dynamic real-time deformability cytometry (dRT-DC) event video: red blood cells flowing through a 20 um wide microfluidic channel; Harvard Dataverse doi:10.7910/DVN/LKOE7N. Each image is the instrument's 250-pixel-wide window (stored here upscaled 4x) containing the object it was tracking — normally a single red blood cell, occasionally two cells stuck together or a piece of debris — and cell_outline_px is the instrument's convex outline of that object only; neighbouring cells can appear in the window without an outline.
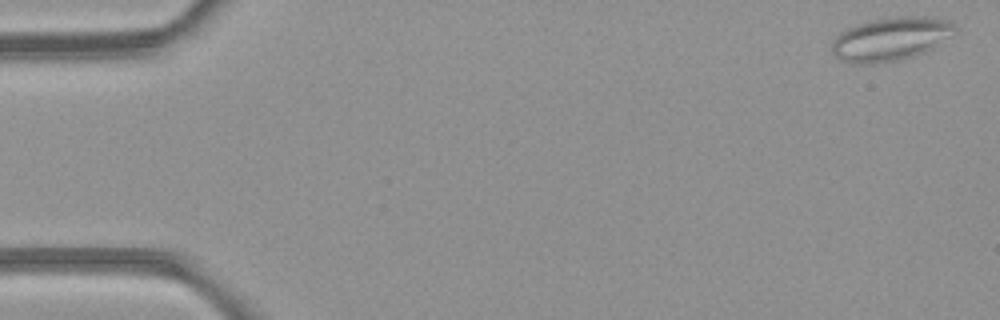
{"species": "common noctule bat (a hibernating species)", "species_latin": "Nyctalus noctula", "temperature_condition": "room temperature", "stored_images_in_passage": 4, "camera_frame_rate_fps": 3000, "um_per_image_px": 0.085, "animal": {"sex": "female", "body_mass_g": 21.9}, "frame": {"image": 1, "passage_image": 1, "time_ms": 0.0, "image_size_px": [1000, 320], "cell_outline_px": [[960, 28], [956, 32], [932, 48], [924, 52], [912, 56], [896, 60], [872, 64], [856, 64], [840, 60], [832, 52], [832, 40], [840, 32], [856, 24], [868, 20], [888, 16], [928, 16], [944, 20], [956, 24]], "centroid_in_image_um": [75.7, 3.29], "position_along_channel_um": 9.3, "area_um2": 31.44}}